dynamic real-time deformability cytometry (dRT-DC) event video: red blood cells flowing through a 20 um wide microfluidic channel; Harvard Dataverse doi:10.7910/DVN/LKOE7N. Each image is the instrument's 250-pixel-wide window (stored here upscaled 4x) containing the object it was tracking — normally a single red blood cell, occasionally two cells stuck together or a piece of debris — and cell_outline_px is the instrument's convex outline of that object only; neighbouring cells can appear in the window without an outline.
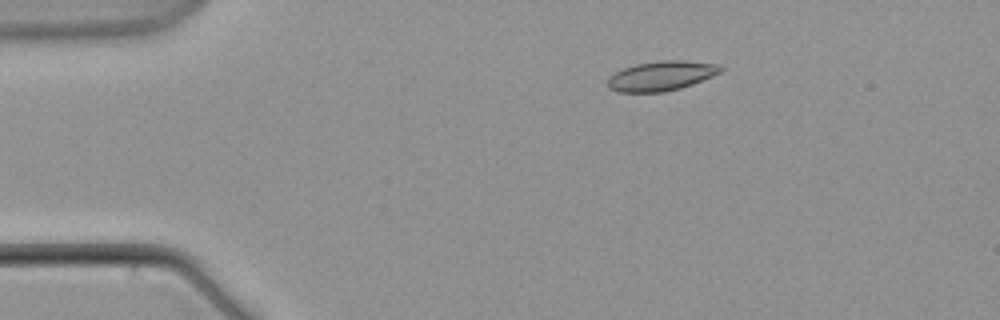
{"species": "common noctule bat (a hibernating species)", "species_latin": "Nyctalus noctula", "temperature_condition": "warm", "stored_images_in_passage": 6, "camera_frame_rate_fps": 3000, "um_per_image_px": 0.085, "animal": {"sex": "male", "body_mass_g": 21.5, "forearm_length_mm": 52.0}, "frame": {"image": 1, "passage_image": 4, "time_ms": 3.667, "image_size_px": [1000, 320], "cell_outline_px": [[724, 68], [720, 72], [712, 76], [692, 84], [680, 88], [664, 92], [616, 92], [608, 88], [608, 76], [624, 68], [636, 64], [660, 60], [684, 60], [716, 64]], "centroid_in_image_um": [56.18, 6.45], "position_along_channel_um": 28.8, "area_um2": 19.48}}
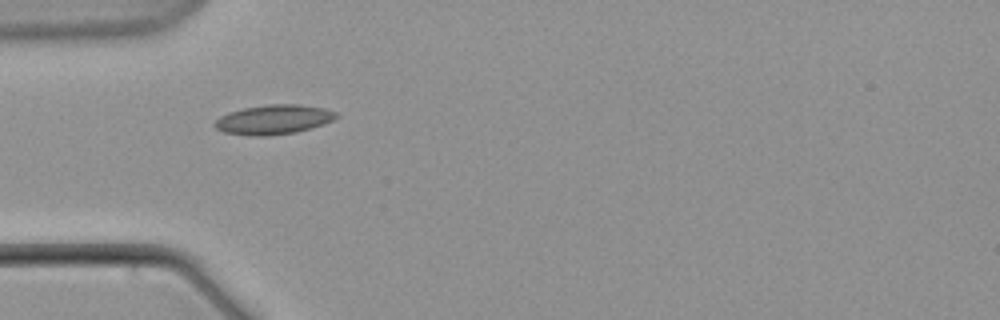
{"frame": {"image": 2, "passage_image": 6, "time_ms": 6.667, "image_size_px": [1000, 320], "cell_outline_px": [[340, 116], [324, 124], [312, 128], [296, 132], [264, 136], [252, 136], [224, 132], [216, 128], [212, 124], [220, 116], [228, 112], [244, 108], [268, 104], [300, 104], [324, 108], [340, 112]], "centroid_in_image_um": [23.29, 10.15], "position_along_channel_um": 61.7, "area_um2": 21.1}}